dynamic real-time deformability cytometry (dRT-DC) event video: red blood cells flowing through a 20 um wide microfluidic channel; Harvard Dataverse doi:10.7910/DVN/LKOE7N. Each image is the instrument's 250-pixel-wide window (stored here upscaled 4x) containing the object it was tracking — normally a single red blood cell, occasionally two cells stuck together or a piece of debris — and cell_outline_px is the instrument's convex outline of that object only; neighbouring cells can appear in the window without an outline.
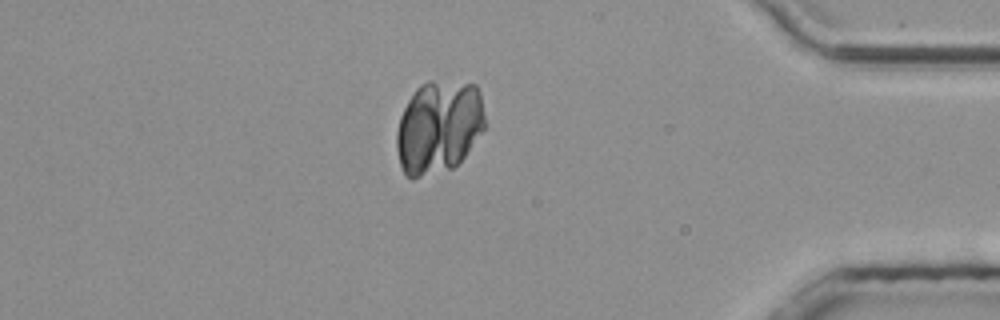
{"species": "common noctule bat (a hibernating species)", "species_latin": "Nyctalus noctula", "temperature_condition": "room temperature", "stored_images_in_passage": 46, "segment_of_instrument_passage": [2, 2], "camera_frame_rate_fps": 3000, "um_per_image_px": 0.085, "animal": {"sex": "male", "body_mass_g": 20.4}, "frame": {"image": 1, "passage_image": 38, "time_ms": 12.333, "image_size_px": [1000, 320], "cell_outline_px": [[484, 128], [464, 156], [452, 168], [412, 180], [404, 176], [400, 164], [396, 148], [396, 132], [400, 116], [408, 100], [416, 88], [420, 84], [428, 80], [432, 80], [476, 84], [480, 92], [484, 116]], "centroid_in_image_um": [37.25, 10.79], "position_along_channel_um": 398.0, "area_um2": 48.15}}
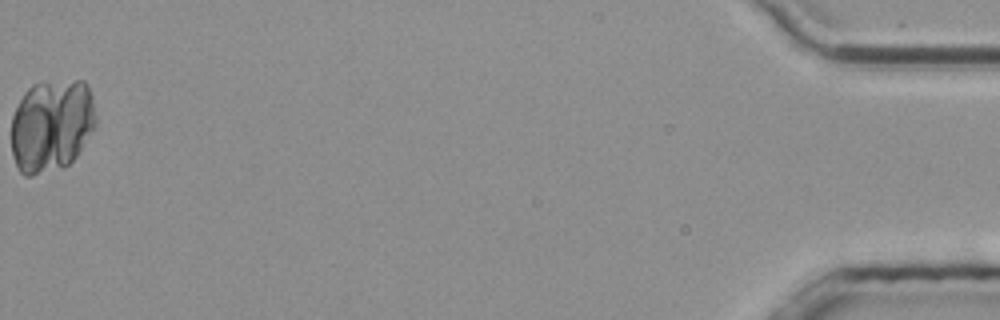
{"frame": {"image": 2, "passage_image": 46, "time_ms": 15.0, "image_size_px": [1000, 320], "cell_outline_px": [[96, 124], [84, 144], [76, 156], [68, 164], [32, 176], [24, 176], [20, 172], [12, 156], [12, 116], [24, 92], [32, 84], [76, 80], [84, 80], [88, 84], [96, 116]], "centroid_in_image_um": [4.37, 10.66], "position_along_channel_um": 430.8, "area_um2": 45.49}}